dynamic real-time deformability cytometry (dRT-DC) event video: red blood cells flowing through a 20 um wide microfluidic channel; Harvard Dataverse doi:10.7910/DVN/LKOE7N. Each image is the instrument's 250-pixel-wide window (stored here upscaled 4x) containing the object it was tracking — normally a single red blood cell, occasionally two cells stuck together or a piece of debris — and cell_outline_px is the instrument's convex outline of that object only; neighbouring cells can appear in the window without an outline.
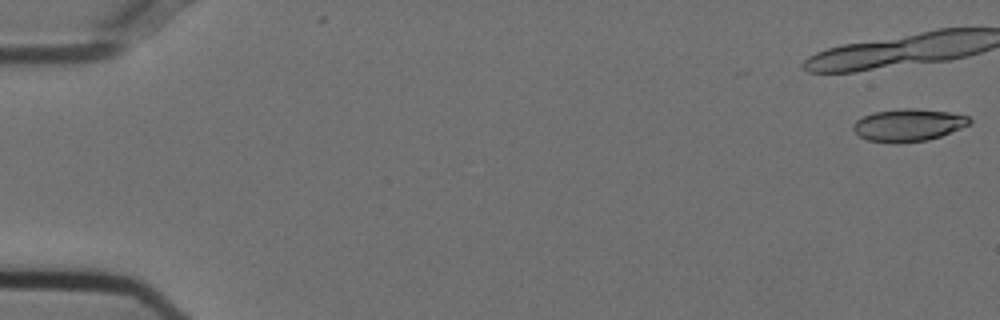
{"species": "Egyptian fruit bat (a non-hibernating species)", "species_latin": "Rousettus aegyptiacus", "temperature_condition": "cold", "stored_images_in_passage": 13, "camera_frame_rate_fps": 3000, "um_per_image_px": 0.085, "animal": {"sex": "female"}, "frame": {"image": 1, "passage_image": 1, "time_ms": 0.0, "image_size_px": [1000, 320], "cell_outline_px": [[972, 120], [968, 124], [960, 128], [940, 136], [928, 140], [892, 144], [868, 140], [860, 136], [852, 128], [852, 124], [856, 120], [872, 112], [900, 108], [912, 108], [948, 112], [968, 116]], "centroid_in_image_um": [77.16, 10.63], "position_along_channel_um": 7.8, "area_um2": 21.96}}